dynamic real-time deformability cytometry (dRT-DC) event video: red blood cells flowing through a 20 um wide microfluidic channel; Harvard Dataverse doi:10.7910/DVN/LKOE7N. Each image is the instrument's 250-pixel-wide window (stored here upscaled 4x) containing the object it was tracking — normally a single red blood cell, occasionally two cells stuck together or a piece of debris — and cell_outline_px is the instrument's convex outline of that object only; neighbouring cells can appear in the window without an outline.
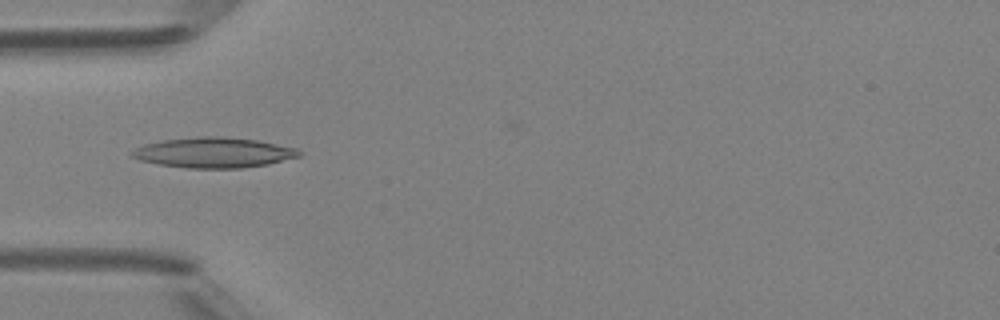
{"species": "Egyptian fruit bat (a non-hibernating species)", "species_latin": "Rousettus aegyptiacus", "temperature_condition": "room temperature", "stored_images_in_passage": 48, "camera_frame_rate_fps": 3000, "um_per_image_px": 0.085, "animal": {"sex": "female"}, "frame": {"image": 1, "passage_image": 15, "time_ms": 4.667, "image_size_px": [1000, 320], "cell_outline_px": [[304, 152], [300, 156], [268, 164], [244, 168], [188, 168], [160, 164], [140, 160], [132, 156], [128, 152], [144, 144], [164, 140], [196, 136], [224, 136], [256, 140], [296, 148]], "centroid_in_image_um": [18.17, 12.96], "position_along_channel_um": 66.8, "area_um2": 29.54}}
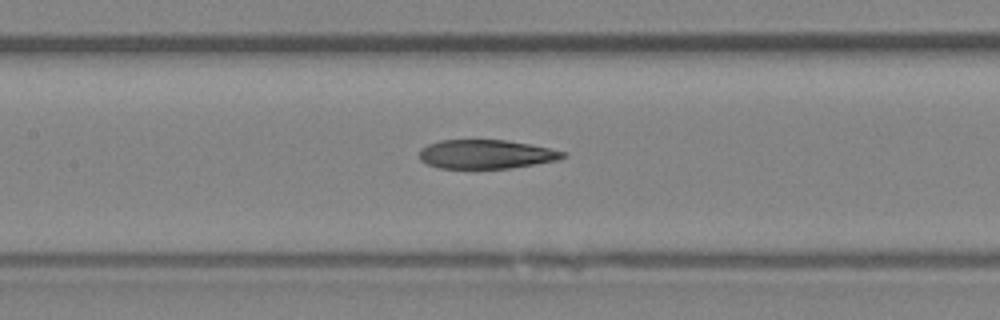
{"frame": {"image": 2, "passage_image": 22, "time_ms": 7.0, "image_size_px": [1000, 320], "cell_outline_px": [[568, 156], [560, 160], [536, 164], [508, 168], [440, 168], [428, 164], [420, 160], [420, 148], [428, 144], [440, 140], [508, 140], [548, 148], [564, 152]], "centroid_in_image_um": [41.32, 13.11], "position_along_channel_um": 166.1, "area_um2": 24.16}}
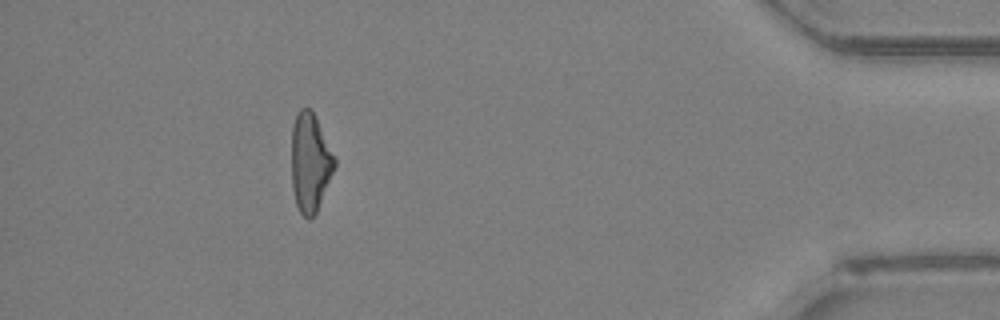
{"frame": {"image": 3, "passage_image": 43, "time_ms": 14.0, "image_size_px": [1000, 320], "cell_outline_px": [[336, 168], [316, 212], [308, 220], [300, 212], [296, 204], [292, 188], [292, 124], [300, 108], [312, 108], [336, 156]], "centroid_in_image_um": [26.39, 13.78], "position_along_channel_um": 408.8, "area_um2": 25.14}, "authors_computed_cell_mechanics": {"area_um2": 25.4898, "velocity_mm_per_s": 4.2703, "shape_relaxation_time_tau1_ms": null, "shape_relaxation_time_tau2_ms": 4.4086, "deformation_change_tau1": null, "deformation_change_tau2": 0.1551}}